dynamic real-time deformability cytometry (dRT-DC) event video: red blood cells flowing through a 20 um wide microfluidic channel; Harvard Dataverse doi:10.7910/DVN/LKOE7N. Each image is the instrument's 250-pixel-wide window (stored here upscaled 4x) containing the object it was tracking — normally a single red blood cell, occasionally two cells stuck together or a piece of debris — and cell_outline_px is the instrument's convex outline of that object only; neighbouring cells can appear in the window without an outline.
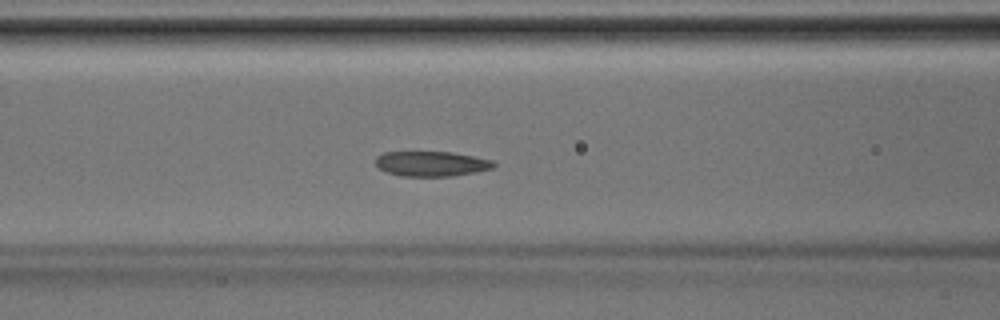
{"species": "Egyptian fruit bat (a non-hibernating species)", "species_latin": "Rousettus aegyptiacus", "temperature_condition": "room temperature", "stored_images_in_passage": 30, "camera_frame_rate_fps": 3000, "um_per_image_px": 0.085, "animal": {"sex": "male"}, "frame": {"image": 1, "passage_image": 5, "time_ms": 1.333, "image_size_px": [1000, 320], "cell_outline_px": [[496, 164], [492, 168], [452, 176], [400, 176], [388, 172], [380, 168], [376, 164], [376, 156], [384, 152], [452, 152], [492, 160]], "centroid_in_image_um": [36.64, 13.91], "position_along_channel_um": 130.0, "area_um2": 16.99}}
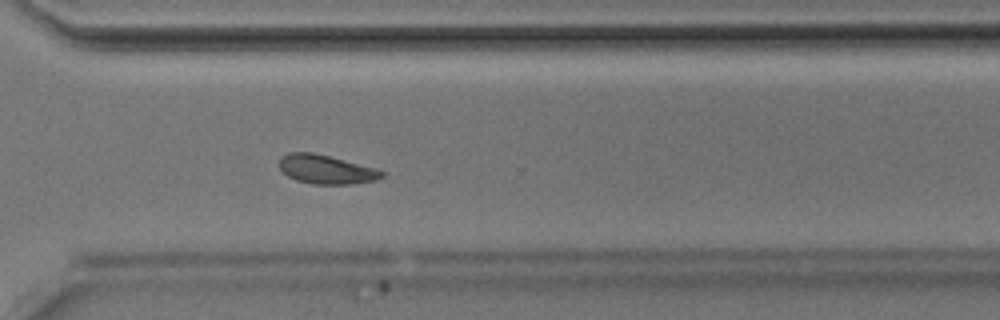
{"frame": {"image": 2, "passage_image": 18, "time_ms": 5.667, "image_size_px": [1000, 320], "cell_outline_px": [[384, 176], [376, 180], [352, 184], [312, 184], [296, 180], [288, 176], [280, 168], [280, 156], [288, 152], [312, 152], [376, 168], [384, 172]], "centroid_in_image_um": [27.71, 14.4], "position_along_channel_um": 342.9, "area_um2": 17.22}}